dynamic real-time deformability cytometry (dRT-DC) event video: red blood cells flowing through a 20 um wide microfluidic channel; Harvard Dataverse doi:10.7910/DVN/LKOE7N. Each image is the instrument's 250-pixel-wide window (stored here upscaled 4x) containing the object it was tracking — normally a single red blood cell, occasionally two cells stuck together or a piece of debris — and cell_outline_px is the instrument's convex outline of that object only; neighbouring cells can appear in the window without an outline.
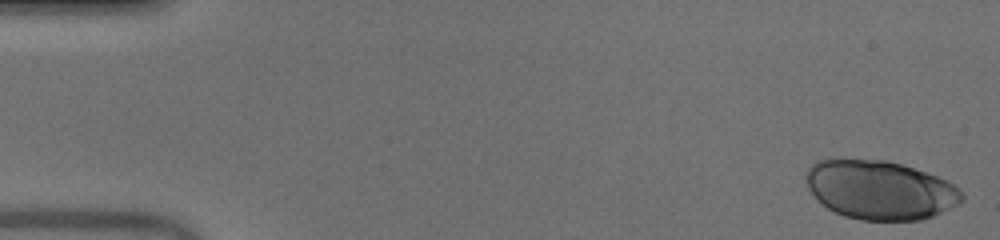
{"species": "human", "species_latin": "Homo sapiens", "temperature_condition": "warm", "stored_images_in_passage": 50, "camera_frame_rate_fps": 3000, "um_per_image_px": 0.085, "donor": {"sex": "male"}, "frame": {"image": 1, "passage_image": 1, "time_ms": 0.0, "image_size_px": [1000, 240], "cell_outline_px": [[964, 200], [960, 204], [932, 216], [920, 220], [860, 220], [844, 216], [828, 208], [808, 188], [804, 176], [808, 168], [812, 164], [820, 160], [884, 160], [900, 164], [936, 176], [960, 188], [964, 196]], "centroid_in_image_um": [74.82, 16.16], "position_along_channel_um": 10.2, "area_um2": 53.0}}
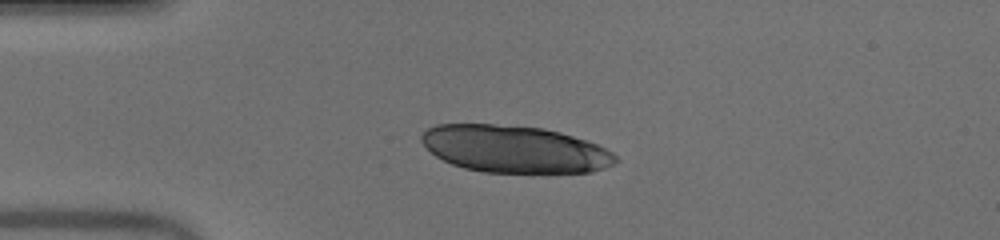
{"frame": {"image": 2, "passage_image": 12, "time_ms": 3.667, "image_size_px": [1000, 240], "cell_outline_px": [[620, 160], [616, 164], [592, 172], [484, 172], [464, 168], [452, 164], [436, 156], [420, 140], [420, 136], [428, 128], [436, 124], [492, 124], [544, 128], [560, 132], [596, 144], [612, 152]], "centroid_in_image_um": [43.75, 12.67], "position_along_channel_um": 41.3, "area_um2": 53.12}}